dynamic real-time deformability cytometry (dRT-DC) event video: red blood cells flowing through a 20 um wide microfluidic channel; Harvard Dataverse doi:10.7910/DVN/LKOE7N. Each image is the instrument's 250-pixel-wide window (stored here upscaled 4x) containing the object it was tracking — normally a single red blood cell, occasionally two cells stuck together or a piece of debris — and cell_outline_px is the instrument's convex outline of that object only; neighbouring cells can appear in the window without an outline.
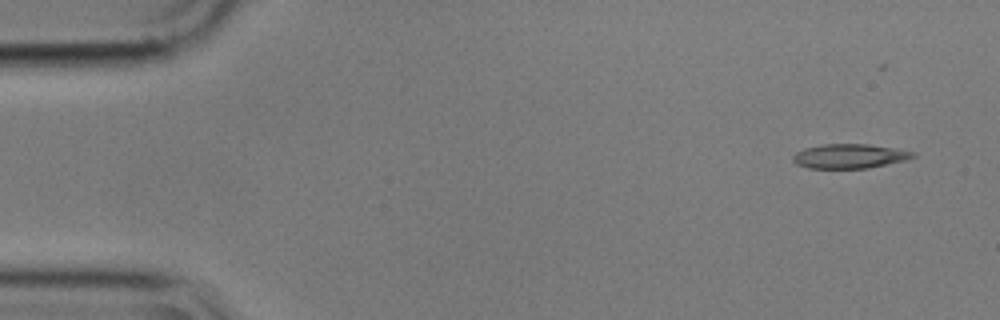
{"species": "common noctule bat (a hibernating species)", "species_latin": "Nyctalus noctula", "temperature_condition": "cold", "stored_images_in_passage": 6, "camera_frame_rate_fps": 3000, "um_per_image_px": 0.085, "animal": {"sex": "male", "body_mass_g": 17.9}, "frame": {"image": 1, "passage_image": 2, "time_ms": 0.333, "image_size_px": [1000, 320], "cell_outline_px": [[916, 156], [908, 160], [868, 168], [808, 168], [796, 164], [792, 160], [792, 156], [796, 152], [804, 148], [820, 144], [868, 144], [896, 148], [916, 152]], "centroid_in_image_um": [72.23, 13.27], "position_along_channel_um": 12.8, "area_um2": 17.28}}
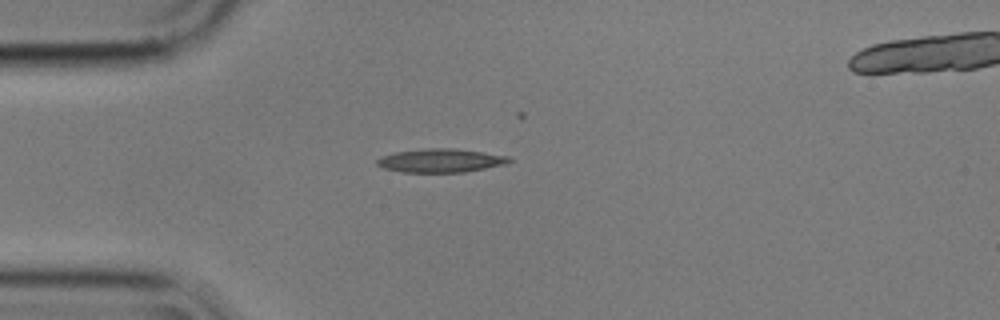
{"frame": {"image": 2, "passage_image": 5, "time_ms": 1.333, "image_size_px": [1000, 320], "cell_outline_px": [[512, 160], [504, 164], [464, 172], [404, 172], [384, 168], [376, 164], [376, 160], [380, 156], [396, 152], [424, 148], [456, 148], [484, 152], [508, 156]], "centroid_in_image_um": [37.43, 13.63], "position_along_channel_um": 47.6, "area_um2": 18.09}}